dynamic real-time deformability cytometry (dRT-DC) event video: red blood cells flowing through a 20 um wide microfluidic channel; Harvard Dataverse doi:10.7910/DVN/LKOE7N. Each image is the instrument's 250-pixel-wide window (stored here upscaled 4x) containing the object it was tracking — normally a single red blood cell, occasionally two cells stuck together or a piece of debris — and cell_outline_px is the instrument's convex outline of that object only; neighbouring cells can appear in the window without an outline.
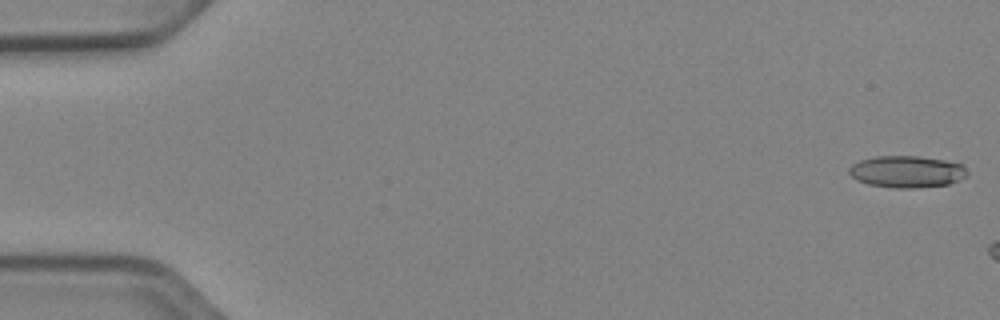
{"species": "Egyptian fruit bat (a non-hibernating species)", "species_latin": "Rousettus aegyptiacus", "temperature_condition": "cold", "stored_images_in_passage": 7, "camera_frame_rate_fps": 3000, "um_per_image_px": 0.085, "animal": {"sex": "female"}, "frame": {"image": 1, "passage_image": 1, "time_ms": 0.0, "image_size_px": [1000, 320], "cell_outline_px": [[968, 172], [964, 176], [948, 184], [916, 188], [896, 188], [868, 184], [856, 180], [848, 172], [848, 168], [852, 164], [860, 160], [876, 156], [920, 156], [948, 160], [964, 164]], "centroid_in_image_um": [77.07, 14.58], "position_along_channel_um": 7.9, "area_um2": 22.02}}